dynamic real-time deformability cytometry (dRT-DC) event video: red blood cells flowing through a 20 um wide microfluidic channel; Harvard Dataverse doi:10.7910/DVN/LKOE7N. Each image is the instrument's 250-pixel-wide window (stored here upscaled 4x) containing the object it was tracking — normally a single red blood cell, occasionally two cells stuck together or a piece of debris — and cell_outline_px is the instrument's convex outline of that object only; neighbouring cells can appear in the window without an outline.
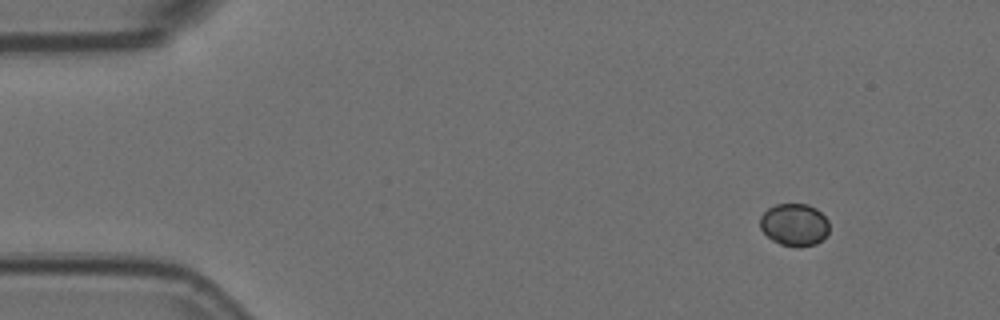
{"species": "Egyptian fruit bat (a non-hibernating species)", "species_latin": "Rousettus aegyptiacus", "temperature_condition": "room temperature", "stored_images_in_passage": 4, "camera_frame_rate_fps": 3000, "um_per_image_px": 0.085, "animal": {"sex": "female"}, "frame": {"image": 1, "passage_image": 1, "time_ms": 0.0, "image_size_px": [1000, 320], "cell_outline_px": [[828, 232], [816, 244], [800, 248], [796, 248], [780, 244], [772, 240], [760, 228], [760, 216], [768, 208], [776, 204], [808, 204], [816, 208], [828, 220]], "centroid_in_image_um": [67.51, 19.11], "position_along_channel_um": 17.5, "area_um2": 17.17}}
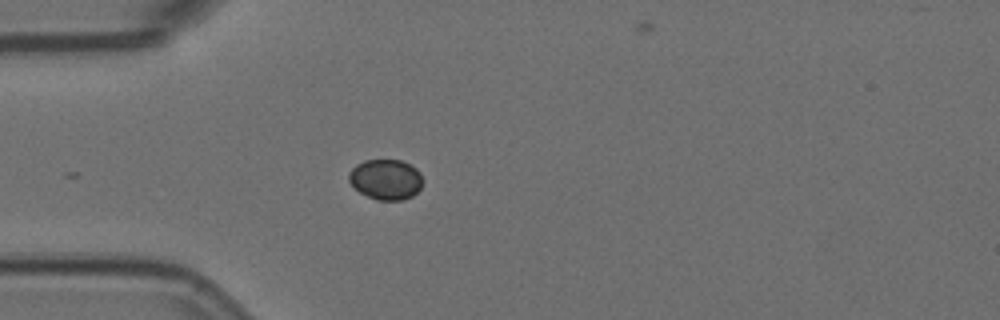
{"frame": {"image": 2, "passage_image": 4, "time_ms": 1.0, "image_size_px": [1000, 320], "cell_outline_px": [[424, 180], [420, 188], [412, 196], [404, 200], [376, 200], [360, 192], [348, 180], [348, 172], [356, 164], [364, 160], [400, 160], [416, 168], [420, 172]], "centroid_in_image_um": [32.8, 15.25], "position_along_channel_um": 52.2, "area_um2": 17.46}}